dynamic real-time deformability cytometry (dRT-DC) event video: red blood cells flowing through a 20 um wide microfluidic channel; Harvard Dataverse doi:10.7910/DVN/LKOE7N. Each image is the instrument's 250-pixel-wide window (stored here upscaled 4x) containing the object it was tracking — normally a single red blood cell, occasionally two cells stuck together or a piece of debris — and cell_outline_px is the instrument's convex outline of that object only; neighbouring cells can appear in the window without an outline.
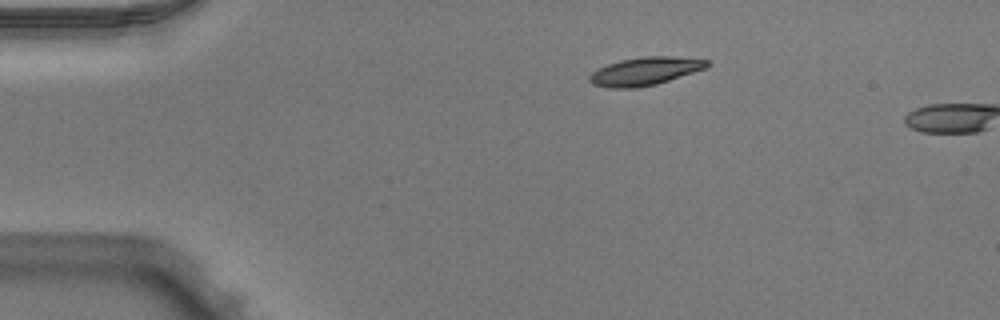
{"species": "Egyptian fruit bat (a non-hibernating species)", "species_latin": "Rousettus aegyptiacus", "temperature_condition": "warm", "stored_images_in_passage": 3, "camera_frame_rate_fps": 3000, "um_per_image_px": 0.085, "animal": {"sex": "male"}, "frame": {"image": 1, "passage_image": 1, "time_ms": 0.0, "image_size_px": [1000, 320], "cell_outline_px": [[708, 64], [704, 68], [656, 84], [636, 88], [608, 88], [592, 84], [588, 80], [588, 76], [592, 72], [608, 64], [620, 60], [644, 56], [668, 56], [708, 60]], "centroid_in_image_um": [54.74, 6.06], "position_along_channel_um": 30.3, "area_um2": 18.9}}